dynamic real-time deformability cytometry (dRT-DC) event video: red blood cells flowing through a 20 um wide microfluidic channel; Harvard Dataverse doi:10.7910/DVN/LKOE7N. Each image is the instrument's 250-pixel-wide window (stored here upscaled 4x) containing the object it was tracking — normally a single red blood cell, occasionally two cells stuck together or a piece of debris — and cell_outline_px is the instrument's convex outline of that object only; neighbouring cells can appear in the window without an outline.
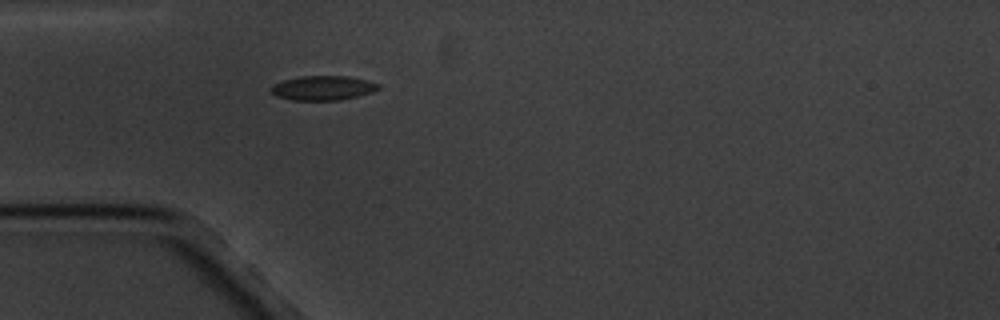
{"species": "common noctule bat (a hibernating species)", "species_latin": "Nyctalus noctula", "temperature_condition": "cold", "stored_images_in_passage": 4, "camera_frame_rate_fps": 3000, "um_per_image_px": 0.085, "animal": {"sex": "male", "body_mass_g": 20.1, "forearm_length_mm": 53.5}, "frame": {"image": 1, "passage_image": 4, "time_ms": 4.333, "image_size_px": [1000, 320], "cell_outline_px": [[380, 88], [372, 92], [340, 100], [292, 100], [276, 96], [268, 88], [272, 84], [284, 80], [300, 76], [348, 76], [368, 80], [380, 84]], "centroid_in_image_um": [27.43, 7.47], "position_along_channel_um": 57.6, "area_um2": 15.37}}